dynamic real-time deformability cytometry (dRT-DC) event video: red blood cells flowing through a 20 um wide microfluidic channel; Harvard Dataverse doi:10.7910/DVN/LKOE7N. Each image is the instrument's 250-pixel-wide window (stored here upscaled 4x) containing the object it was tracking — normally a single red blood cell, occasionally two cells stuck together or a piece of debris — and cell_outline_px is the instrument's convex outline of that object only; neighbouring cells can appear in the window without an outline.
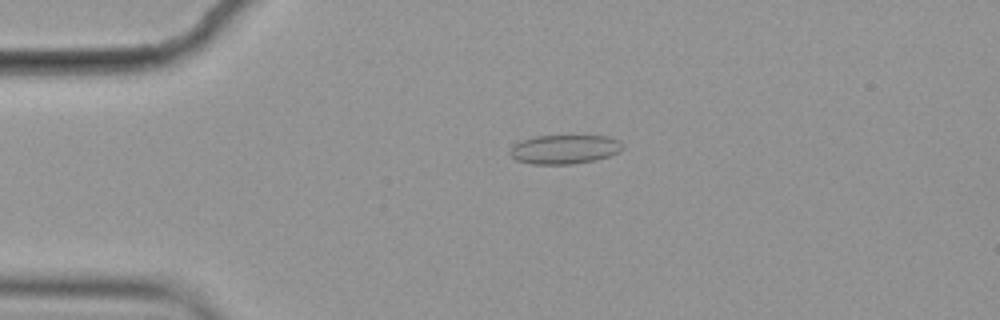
{"species": "common noctule bat (a hibernating species)", "species_latin": "Nyctalus noctula", "temperature_condition": "cold", "stored_images_in_passage": 5, "camera_frame_rate_fps": 3000, "um_per_image_px": 0.085, "animal": {"sex": "female", "body_mass_g": 19.9}, "frame": {"image": 1, "passage_image": 4, "time_ms": 1.0, "image_size_px": [1000, 320], "cell_outline_px": [[624, 148], [620, 152], [596, 160], [572, 164], [532, 164], [516, 160], [508, 152], [512, 144], [520, 140], [536, 136], [572, 132], [608, 136], [620, 140]], "centroid_in_image_um": [48.01, 12.62], "position_along_channel_um": 37.0, "area_um2": 20.35}}